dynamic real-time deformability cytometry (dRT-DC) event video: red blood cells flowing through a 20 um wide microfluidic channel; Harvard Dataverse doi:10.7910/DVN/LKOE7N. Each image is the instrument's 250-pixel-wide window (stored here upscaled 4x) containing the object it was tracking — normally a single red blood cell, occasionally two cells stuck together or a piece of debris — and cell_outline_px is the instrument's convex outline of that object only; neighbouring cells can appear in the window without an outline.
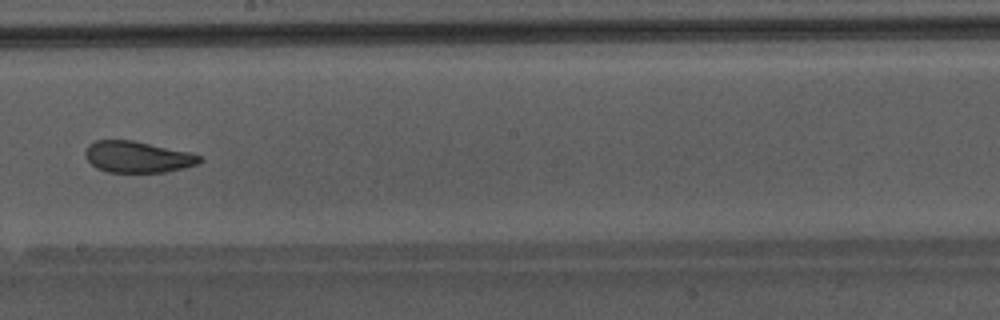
{"species": "Egyptian fruit bat (a non-hibernating species)", "species_latin": "Rousettus aegyptiacus", "temperature_condition": "warm", "stored_images_in_passage": 34, "camera_frame_rate_fps": 3000, "um_per_image_px": 0.085, "animal": {"sex": "male"}, "frame": {"image": 1, "passage_image": 15, "time_ms": 4.667, "image_size_px": [1000, 320], "cell_outline_px": [[204, 160], [200, 164], [184, 168], [164, 172], [108, 172], [96, 168], [84, 156], [84, 152], [88, 144], [96, 140], [132, 140], [192, 152], [200, 156]], "centroid_in_image_um": [11.72, 13.33], "position_along_channel_um": 236.5, "area_um2": 21.15}}
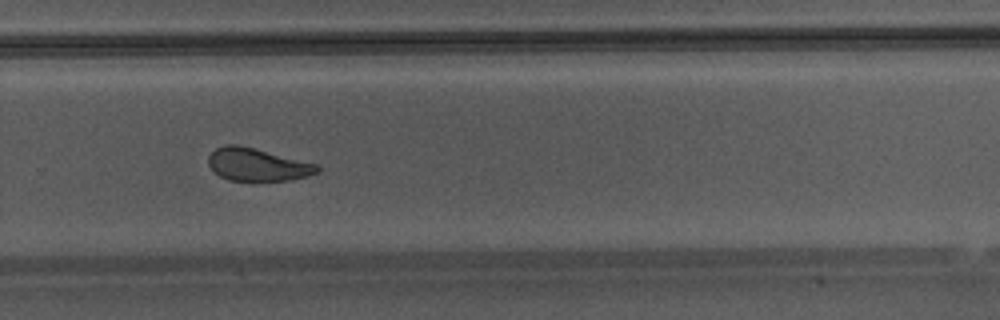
{"frame": {"image": 2, "passage_image": 20, "time_ms": 6.333, "image_size_px": [1000, 320], "cell_outline_px": [[320, 172], [308, 176], [288, 180], [256, 184], [228, 180], [220, 176], [208, 164], [208, 156], [216, 148], [224, 144], [236, 144], [316, 164], [320, 168]], "centroid_in_image_um": [21.86, 14.05], "position_along_channel_um": 307.9, "area_um2": 21.21}, "authors_computed_cell_mechanics": {"area_um2": 22.6287, "velocity_mm_per_s": 4.292, "shape_relaxation_time_tau1_ms": 4.6265, "shape_relaxation_time_tau2_ms": 1.1293, "deformation_change_tau1": 0.1407, "deformation_change_tau2": 0.0667}}